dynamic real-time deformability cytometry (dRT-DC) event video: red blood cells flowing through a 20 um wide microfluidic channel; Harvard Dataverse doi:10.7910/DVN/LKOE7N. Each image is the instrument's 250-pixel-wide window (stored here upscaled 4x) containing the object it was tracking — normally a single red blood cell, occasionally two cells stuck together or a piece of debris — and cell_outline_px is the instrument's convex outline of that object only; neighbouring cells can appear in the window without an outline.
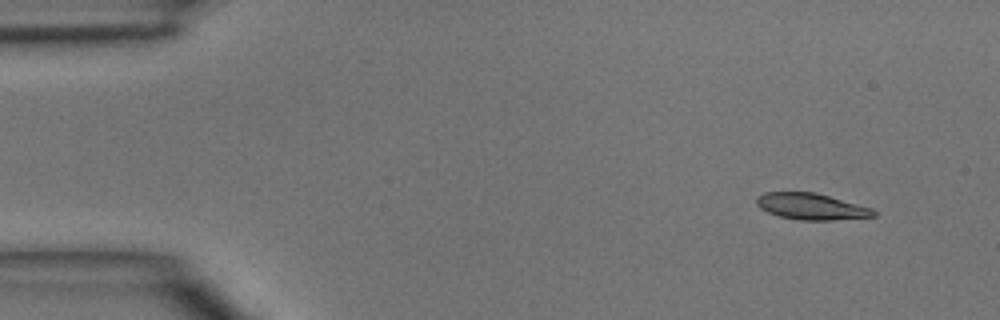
{"species": "common noctule bat (a hibernating species)", "species_latin": "Nyctalus noctula", "temperature_condition": "room temperature", "stored_images_in_passage": 3, "camera_frame_rate_fps": 3000, "um_per_image_px": 0.085, "animal": {"sex": "male", "body_mass_g": 15.6}, "frame": {"image": 1, "passage_image": 1, "time_ms": 0.0, "image_size_px": [1000, 320], "cell_outline_px": [[876, 216], [832, 220], [800, 220], [780, 216], [768, 212], [760, 208], [756, 204], [756, 196], [764, 192], [816, 192], [872, 208], [876, 212]], "centroid_in_image_um": [68.94, 17.54], "position_along_channel_um": 16.1, "area_um2": 17.98}}